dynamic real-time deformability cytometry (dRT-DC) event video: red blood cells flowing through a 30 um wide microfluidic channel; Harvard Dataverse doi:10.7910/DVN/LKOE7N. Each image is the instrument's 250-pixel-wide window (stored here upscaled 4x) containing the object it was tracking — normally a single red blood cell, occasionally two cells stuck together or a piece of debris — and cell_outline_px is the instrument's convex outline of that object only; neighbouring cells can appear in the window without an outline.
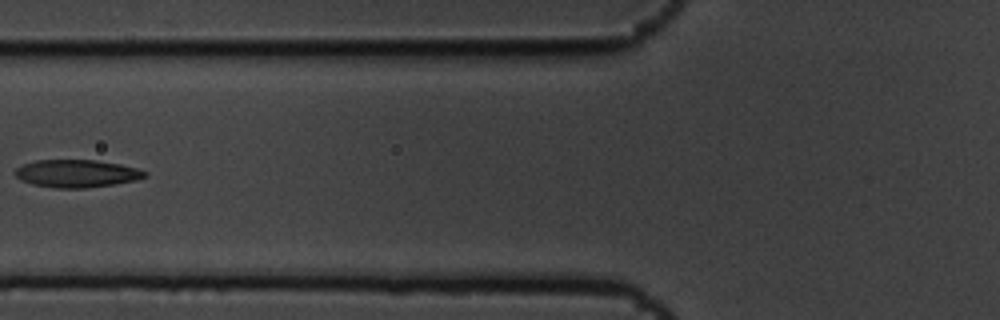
{"species": "common noctule bat (a hibernating species)", "species_latin": "Nyctalus noctula", "temperature_condition": "cold", "stored_images_in_passage": 7, "camera_frame_rate_fps": 3000, "um_per_image_px": 0.085, "animal": {"sex": "male", "body_mass_g": 19.5, "forearm_length_mm": 54.6}, "frame": {"image": 1, "passage_image": 6, "time_ms": 1.667, "image_size_px": [1000, 320], "cell_outline_px": [[148, 176], [136, 180], [112, 184], [84, 188], [56, 188], [32, 184], [20, 180], [12, 172], [16, 168], [24, 164], [36, 160], [96, 160], [120, 164], [136, 168], [148, 172]], "centroid_in_image_um": [6.5, 14.74], "position_along_channel_um": 119.3, "area_um2": 20.92}}
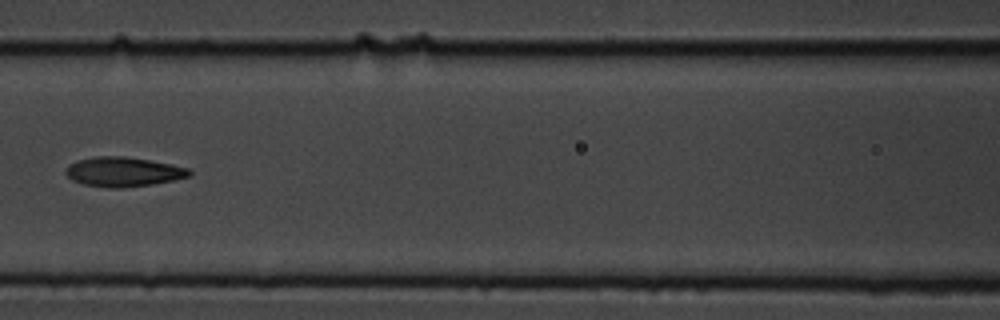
{"frame": {"image": 2, "passage_image": 7, "time_ms": 2.0, "image_size_px": [1000, 320], "cell_outline_px": [[192, 176], [152, 184], [120, 188], [108, 188], [84, 184], [72, 180], [64, 172], [68, 164], [76, 160], [96, 156], [124, 156], [172, 164], [188, 168], [192, 172]], "centroid_in_image_um": [10.46, 14.6], "position_along_channel_um": 156.1, "area_um2": 21.33}}